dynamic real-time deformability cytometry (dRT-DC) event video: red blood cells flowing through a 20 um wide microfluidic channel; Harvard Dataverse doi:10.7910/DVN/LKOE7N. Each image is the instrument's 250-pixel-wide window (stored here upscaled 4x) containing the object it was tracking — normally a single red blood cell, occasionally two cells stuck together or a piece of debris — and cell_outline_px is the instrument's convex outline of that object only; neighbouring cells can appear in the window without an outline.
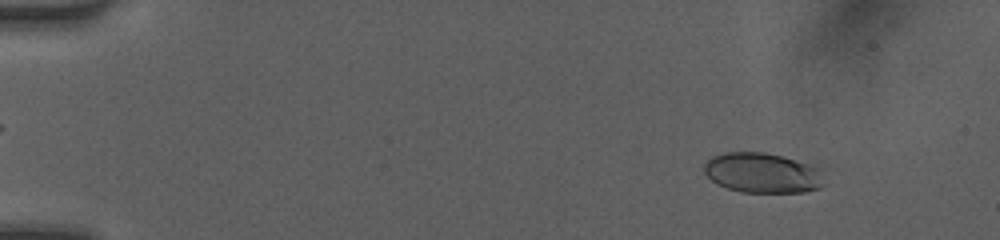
{"species": "human", "species_latin": "Homo sapiens", "temperature_condition": "room temperature", "stored_images_in_passage": 33, "camera_frame_rate_fps": 3000, "um_per_image_px": 0.085, "donor": {"sex": "female"}, "frame": {"image": 1, "passage_image": 9, "time_ms": 2.0, "image_size_px": [1000, 240], "cell_outline_px": [[824, 184], [820, 188], [804, 192], [740, 192], [716, 184], [704, 172], [704, 164], [712, 156], [724, 152], [764, 152], [780, 156], [808, 164], [816, 168]], "centroid_in_image_um": [64.74, 14.7], "position_along_channel_um": 20.3, "area_um2": 27.69}}
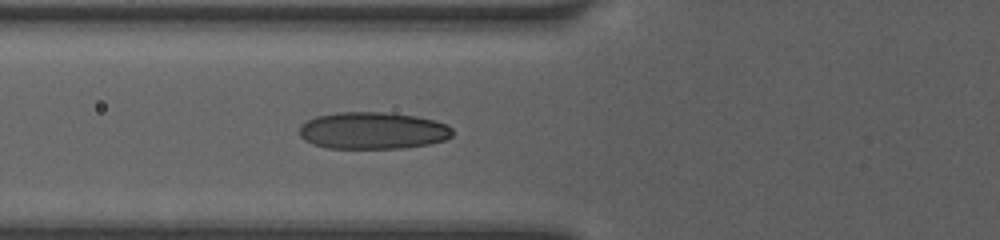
{"frame": {"image": 2, "passage_image": 30, "time_ms": 6.667, "image_size_px": [1000, 240], "cell_outline_px": [[452, 136], [444, 140], [428, 144], [400, 148], [328, 148], [312, 144], [304, 140], [300, 136], [300, 128], [308, 120], [316, 116], [336, 112], [384, 112], [416, 116], [448, 124], [452, 128]], "centroid_in_image_um": [31.69, 11.1], "position_along_channel_um": 94.1, "area_um2": 32.95}}
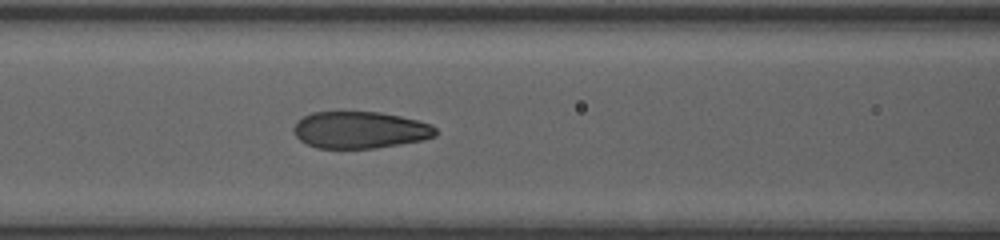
{"frame": {"image": 3, "passage_image": 33, "time_ms": 7.667, "image_size_px": [1000, 240], "cell_outline_px": [[436, 136], [424, 140], [376, 148], [316, 148], [300, 140], [296, 136], [292, 128], [296, 120], [312, 112], [380, 112], [400, 116], [432, 124], [436, 128]], "centroid_in_image_um": [30.59, 11.04], "position_along_channel_um": 136.0, "area_um2": 30.63}}